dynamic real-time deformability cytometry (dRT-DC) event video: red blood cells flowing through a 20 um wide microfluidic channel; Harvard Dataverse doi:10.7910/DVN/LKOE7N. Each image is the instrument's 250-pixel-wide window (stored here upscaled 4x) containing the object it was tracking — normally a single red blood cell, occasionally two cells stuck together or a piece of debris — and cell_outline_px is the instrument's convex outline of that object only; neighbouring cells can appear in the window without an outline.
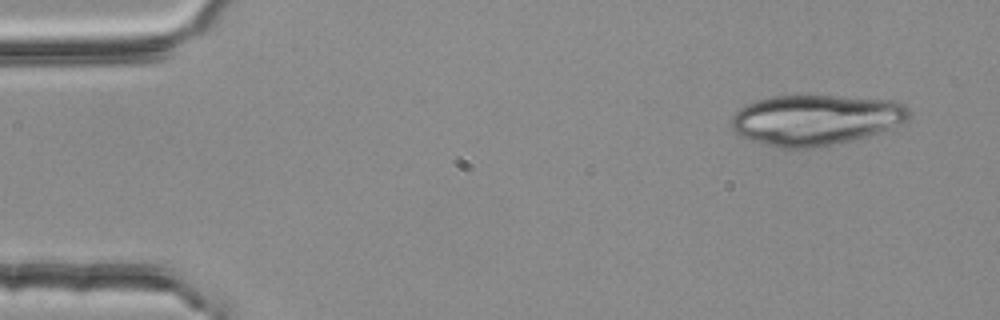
{"species": "common noctule bat (a hibernating species)", "species_latin": "Nyctalus noctula", "temperature_condition": "room temperature", "stored_images_in_passage": 5, "camera_frame_rate_fps": 3000, "um_per_image_px": 0.085, "animal": {"sex": "female", "body_mass_g": 25.1}, "frame": {"image": 1, "passage_image": 1, "time_ms": 0.0, "image_size_px": [1000, 320], "cell_outline_px": [[912, 112], [908, 120], [880, 132], [852, 140], [820, 148], [780, 148], [752, 140], [740, 136], [728, 124], [732, 116], [740, 108], [756, 100], [772, 96], [832, 96], [896, 100], [904, 104]], "centroid_in_image_um": [69.34, 10.19], "position_along_channel_um": 15.7, "area_um2": 52.42}}